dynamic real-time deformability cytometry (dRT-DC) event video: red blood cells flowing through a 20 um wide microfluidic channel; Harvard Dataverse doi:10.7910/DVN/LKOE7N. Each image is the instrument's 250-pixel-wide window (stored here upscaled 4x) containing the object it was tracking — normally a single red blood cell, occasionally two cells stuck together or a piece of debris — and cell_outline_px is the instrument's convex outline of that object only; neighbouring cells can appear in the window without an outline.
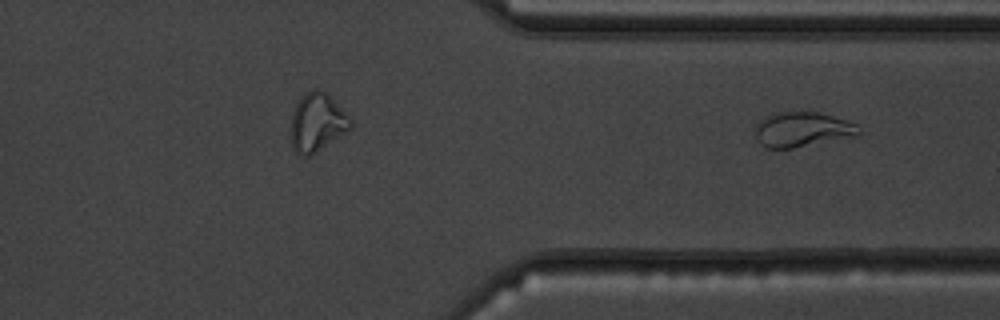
{"species": "common noctule bat (a hibernating species)", "species_latin": "Nyctalus noctula", "temperature_condition": "warm", "stored_images_in_passage": 39, "segment_of_instrument_passage": [2, 2], "camera_frame_rate_fps": 3000, "um_per_image_px": 0.085, "animal": {"sex": "male", "body_mass_g": 19.5, "forearm_length_mm": 54.6}, "frame": {"image": 1, "passage_image": 39, "time_ms": 12.667, "image_size_px": [1000, 320], "cell_outline_px": [[860, 132], [856, 136], [792, 148], [764, 148], [756, 140], [756, 124], [760, 120], [776, 112], [820, 112], [856, 124], [860, 128]], "centroid_in_image_um": [68.17, 11.01], "position_along_channel_um": 343.2, "area_um2": 20.92}}